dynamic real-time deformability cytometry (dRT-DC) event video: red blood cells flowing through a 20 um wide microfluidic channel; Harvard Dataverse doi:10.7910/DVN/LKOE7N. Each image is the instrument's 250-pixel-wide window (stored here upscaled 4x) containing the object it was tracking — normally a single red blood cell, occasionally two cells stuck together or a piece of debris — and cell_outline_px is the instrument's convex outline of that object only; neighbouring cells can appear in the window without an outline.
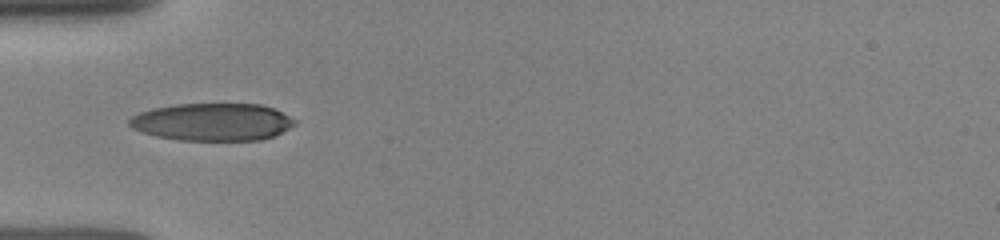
{"species": "human", "species_latin": "Homo sapiens", "temperature_condition": "room temperature", "stored_images_in_passage": 50, "camera_frame_rate_fps": 3000, "um_per_image_px": 0.085, "donor": {"sex": "female"}, "frame": {"image": 1, "passage_image": 1, "time_ms": 0.0, "image_size_px": [1000, 240], "cell_outline_px": [[296, 124], [272, 136], [260, 140], [180, 140], [156, 136], [132, 128], [128, 124], [128, 120], [132, 116], [140, 112], [152, 108], [176, 104], [260, 104], [272, 108], [296, 120]], "centroid_in_image_um": [18.02, 10.36], "position_along_channel_um": 67.0, "area_um2": 35.89}}
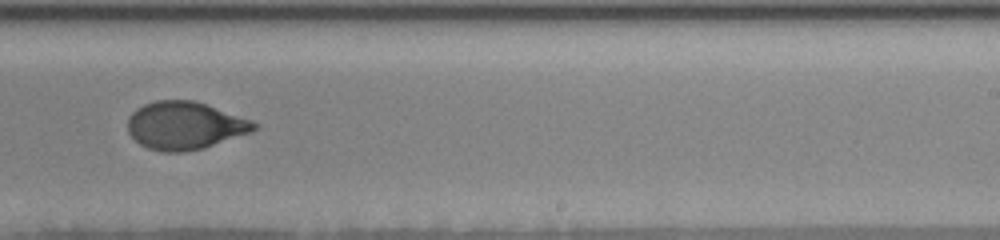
{"frame": {"image": 2, "passage_image": 24, "time_ms": 5.0, "image_size_px": [1000, 240], "cell_outline_px": [[260, 128], [252, 132], [204, 148], [184, 152], [160, 152], [148, 148], [140, 144], [128, 132], [128, 116], [136, 108], [144, 104], [156, 100], [196, 100], [252, 120], [260, 124]], "centroid_in_image_um": [15.74, 10.67], "position_along_channel_um": 273.3, "area_um2": 35.6}}
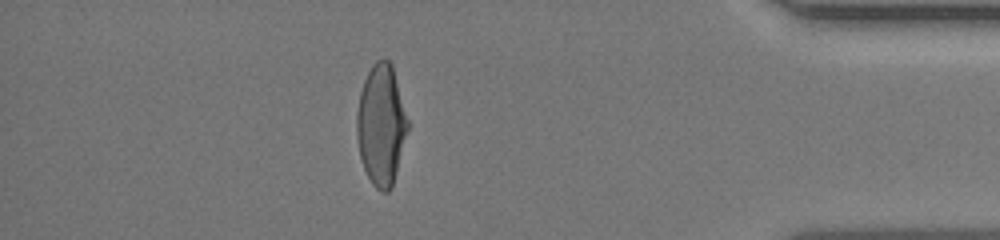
{"frame": {"image": 3, "passage_image": 39, "time_ms": 9.0, "image_size_px": [1000, 240], "cell_outline_px": [[408, 128], [392, 188], [388, 192], [380, 192], [372, 184], [364, 168], [360, 156], [356, 136], [356, 112], [360, 92], [364, 80], [372, 64], [376, 60], [388, 60], [392, 64], [408, 120]], "centroid_in_image_um": [32.38, 10.63], "position_along_channel_um": 402.8, "area_um2": 35.78}}